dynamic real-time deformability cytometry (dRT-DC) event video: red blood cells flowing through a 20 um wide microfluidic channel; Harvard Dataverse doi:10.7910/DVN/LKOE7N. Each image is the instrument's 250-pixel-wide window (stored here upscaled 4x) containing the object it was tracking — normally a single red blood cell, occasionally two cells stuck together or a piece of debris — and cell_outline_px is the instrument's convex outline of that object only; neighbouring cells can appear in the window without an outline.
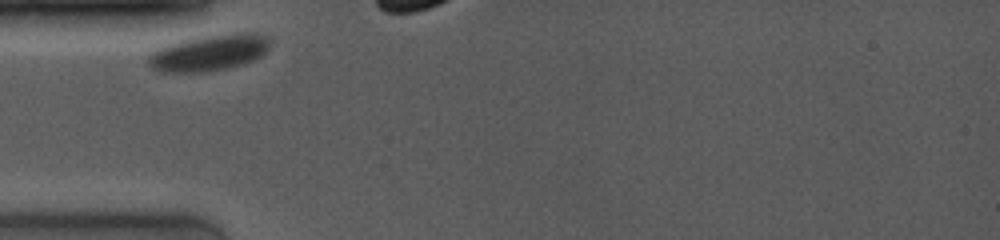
{"species": "common noctule bat (a hibernating species)", "species_latin": "Nyctalus noctula", "temperature_condition": "room temperature", "stored_images_in_passage": 11, "camera_frame_rate_fps": 4000, "um_per_image_px": 0.085, "animal": {"sex": "female", "body_mass_g": 19.0, "forearm_length_mm": 53.3}, "frame": {"image": 1, "passage_image": 1, "time_ms": 0.0, "image_size_px": [1000, 240], "cell_outline_px": [[268, 48], [260, 56], [252, 60], [240, 64], [224, 68], [204, 72], [156, 72], [148, 64], [148, 56], [152, 52], [168, 44], [184, 40], [208, 36], [236, 32], [256, 32], [268, 36]], "centroid_in_image_um": [17.75, 4.48], "position_along_channel_um": 67.3, "area_um2": 25.37}}
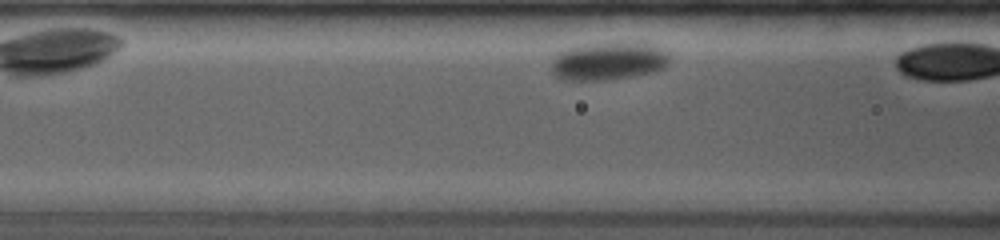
{"frame": {"image": 2, "passage_image": 7, "time_ms": 1.5, "image_size_px": [1000, 240], "cell_outline_px": [[668, 64], [664, 68], [652, 72], [632, 76], [608, 80], [560, 80], [552, 72], [552, 60], [560, 52], [568, 48], [592, 44], [648, 44], [660, 48], [668, 52]], "centroid_in_image_um": [51.69, 5.23], "position_along_channel_um": 114.9, "area_um2": 25.55}}